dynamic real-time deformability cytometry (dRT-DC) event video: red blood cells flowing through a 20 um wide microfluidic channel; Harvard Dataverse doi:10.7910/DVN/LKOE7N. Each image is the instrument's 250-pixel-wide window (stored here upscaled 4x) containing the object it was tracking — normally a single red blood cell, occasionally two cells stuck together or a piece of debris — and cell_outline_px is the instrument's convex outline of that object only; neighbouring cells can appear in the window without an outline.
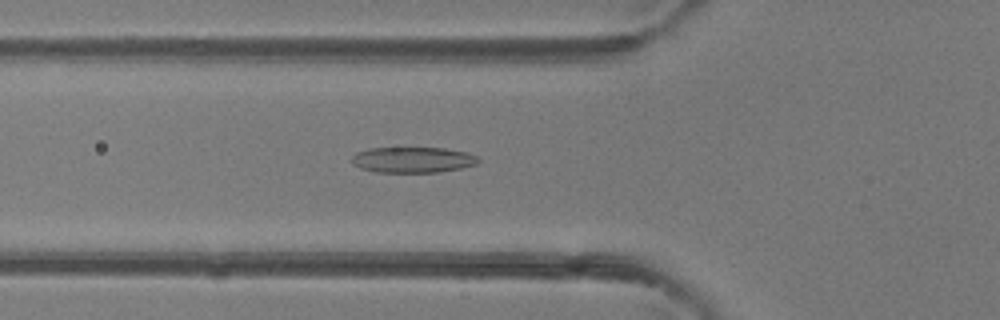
{"species": "common noctule bat (a hibernating species)", "species_latin": "Nyctalus noctula", "temperature_condition": "room temperature", "stored_images_in_passage": 35, "camera_frame_rate_fps": 3000, "um_per_image_px": 0.085, "animal": {"sex": "female"}, "frame": {"image": 1, "passage_image": 5, "time_ms": 1.333, "image_size_px": [1000, 320], "cell_outline_px": [[480, 160], [476, 164], [460, 168], [440, 172], [376, 172], [360, 168], [352, 164], [348, 160], [356, 152], [368, 148], [444, 148], [468, 152], [476, 156]], "centroid_in_image_um": [35.04, 13.58], "position_along_channel_um": 90.8, "area_um2": 19.13}}
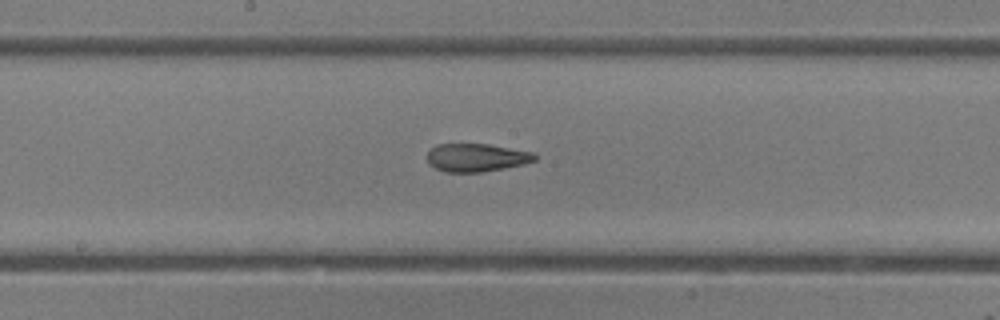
{"frame": {"image": 2, "passage_image": 13, "time_ms": 4.0, "image_size_px": [1000, 320], "cell_outline_px": [[536, 160], [524, 164], [504, 168], [480, 172], [444, 172], [428, 164], [428, 152], [436, 144], [488, 144], [536, 152]], "centroid_in_image_um": [40.52, 13.39], "position_along_channel_um": 207.7, "area_um2": 17.69}}
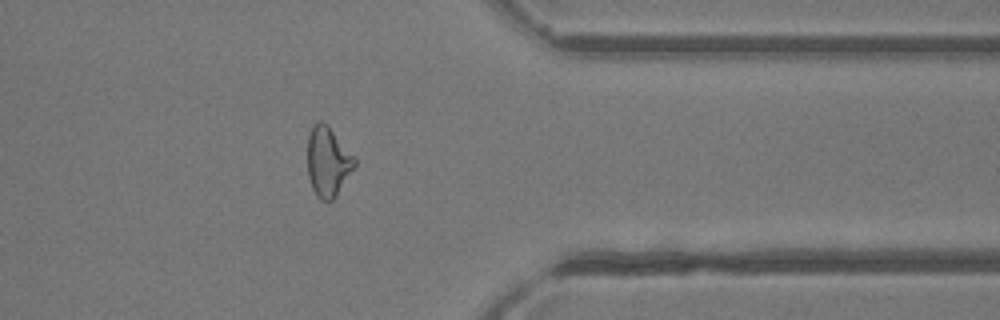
{"frame": {"image": 3, "passage_image": 26, "time_ms": 8.333, "image_size_px": [1000, 320], "cell_outline_px": [[356, 164], [336, 196], [332, 200], [320, 200], [316, 196], [312, 188], [308, 176], [308, 136], [312, 124], [320, 120], [328, 124], [356, 156]], "centroid_in_image_um": [27.88, 13.7], "position_along_channel_um": 383.5, "area_um2": 19.42}, "authors_computed_cell_mechanics": {"area_um2": 19.1318, "velocity_mm_per_s": 4.3422, "shape_relaxation_time_tau1_ms": 6.5931, "shape_relaxation_time_tau2_ms": 1.8563, "deformation_change_tau1": 0.224, "deformation_change_tau2": 0.1025}}